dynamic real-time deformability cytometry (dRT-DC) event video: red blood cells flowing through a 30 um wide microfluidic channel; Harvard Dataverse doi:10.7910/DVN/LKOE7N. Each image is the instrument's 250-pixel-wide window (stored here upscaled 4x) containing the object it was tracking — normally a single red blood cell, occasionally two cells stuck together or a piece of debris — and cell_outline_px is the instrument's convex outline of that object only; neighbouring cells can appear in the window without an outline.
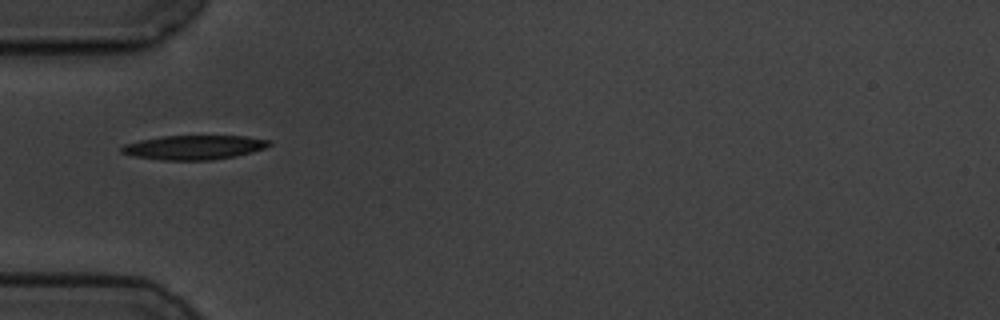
{"species": "common noctule bat (a hibernating species)", "species_latin": "Nyctalus noctula", "temperature_condition": "cold", "stored_images_in_passage": 9, "camera_frame_rate_fps": 3000, "um_per_image_px": 0.085, "animal": {"sex": "male", "body_mass_g": 19.5, "forearm_length_mm": 54.6}, "frame": {"image": 1, "passage_image": 1, "time_ms": 0.0, "image_size_px": [1000, 320], "cell_outline_px": [[272, 144], [264, 148], [252, 152], [236, 156], [212, 160], [160, 160], [132, 156], [120, 152], [120, 148], [124, 144], [140, 140], [160, 136], [244, 136], [272, 140]], "centroid_in_image_um": [16.48, 12.53], "position_along_channel_um": 68.5, "area_um2": 21.04}}
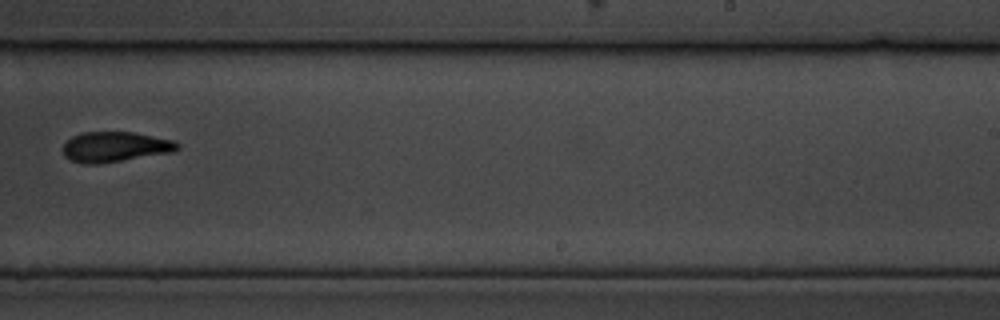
{"frame": {"image": 2, "passage_image": 6, "time_ms": 6.0, "image_size_px": [1000, 320], "cell_outline_px": [[180, 148], [172, 152], [96, 164], [84, 164], [72, 160], [64, 156], [64, 144], [72, 136], [80, 132], [132, 132], [172, 140], [180, 144]], "centroid_in_image_um": [9.77, 12.47], "position_along_channel_um": 279.2, "area_um2": 19.88}}
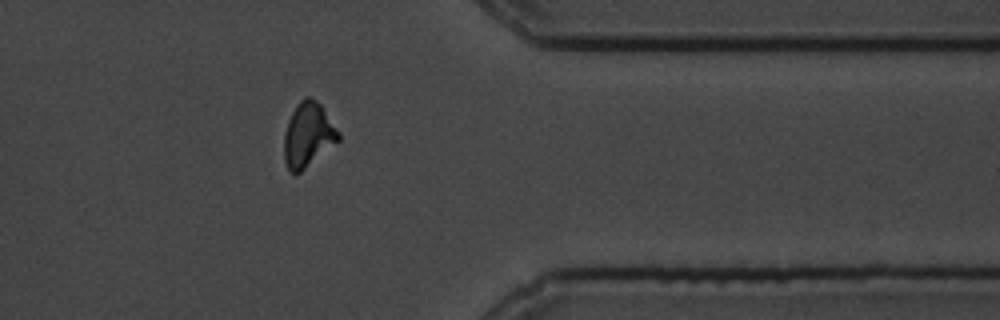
{"frame": {"image": 3, "passage_image": 9, "time_ms": 9.333, "image_size_px": [1000, 320], "cell_outline_px": [[340, 140], [300, 172], [288, 172], [284, 160], [284, 132], [288, 120], [296, 104], [304, 96], [308, 96], [316, 100], [320, 104], [340, 132]], "centroid_in_image_um": [26.17, 11.45], "position_along_channel_um": 385.2, "area_um2": 20.46}}